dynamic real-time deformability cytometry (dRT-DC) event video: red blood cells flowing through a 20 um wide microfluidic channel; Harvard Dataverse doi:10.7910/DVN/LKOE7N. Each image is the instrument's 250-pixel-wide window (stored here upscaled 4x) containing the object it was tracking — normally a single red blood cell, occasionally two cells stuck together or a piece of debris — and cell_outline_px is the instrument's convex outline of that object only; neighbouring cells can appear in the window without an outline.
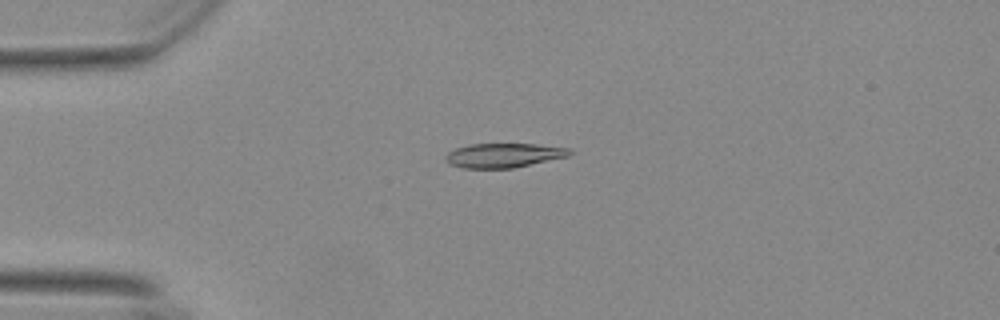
{"species": "Egyptian fruit bat (a non-hibernating species)", "species_latin": "Rousettus aegyptiacus", "temperature_condition": "warm", "stored_images_in_passage": 44, "camera_frame_rate_fps": 3000, "um_per_image_px": 0.085, "animal": {"sex": "female"}, "frame": {"image": 1, "passage_image": 14, "time_ms": 4.333, "image_size_px": [1000, 320], "cell_outline_px": [[572, 152], [568, 156], [512, 168], [460, 168], [448, 164], [444, 160], [444, 156], [448, 152], [456, 148], [468, 144], [536, 144], [568, 148]], "centroid_in_image_um": [42.73, 13.2], "position_along_channel_um": 42.3, "area_um2": 17.57}}
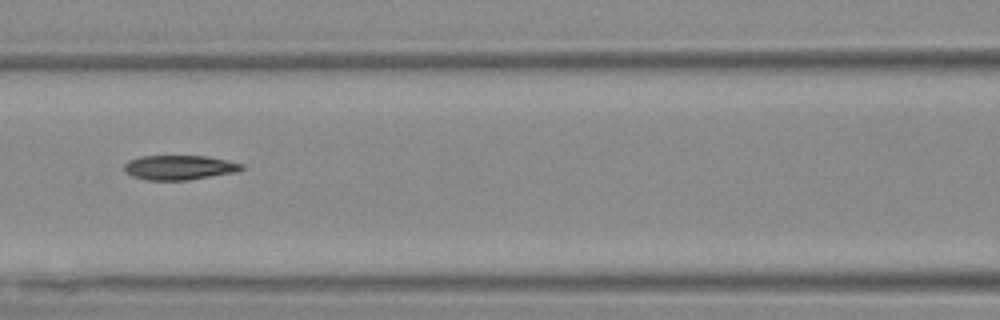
{"frame": {"image": 2, "passage_image": 25, "time_ms": 8.0, "image_size_px": [1000, 320], "cell_outline_px": [[244, 168], [236, 172], [188, 180], [144, 180], [132, 176], [124, 172], [124, 164], [128, 160], [140, 156], [208, 156], [228, 160], [244, 164]], "centroid_in_image_um": [15.23, 14.23], "position_along_channel_um": 151.4, "area_um2": 16.99}}
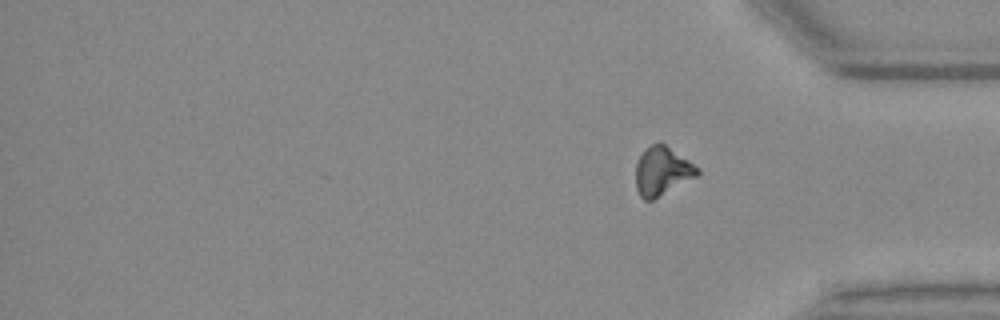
{"frame": {"image": 3, "passage_image": 44, "time_ms": 14.333, "image_size_px": [1000, 320], "cell_outline_px": [[700, 172], [696, 176], [652, 200], [644, 200], [640, 196], [636, 188], [636, 164], [644, 148], [660, 140], [700, 168]], "centroid_in_image_um": [56.27, 14.51], "position_along_channel_um": 378.9, "area_um2": 17.46}, "authors_computed_cell_mechanics": {"area_um2": 17.5134, "velocity_mm_per_s": 3.6967, "shape_relaxation_time_tau1_ms": null, "shape_relaxation_time_tau2_ms": 4.6022, "deformation_change_tau1": null, "deformation_change_tau2": 0.1109}}